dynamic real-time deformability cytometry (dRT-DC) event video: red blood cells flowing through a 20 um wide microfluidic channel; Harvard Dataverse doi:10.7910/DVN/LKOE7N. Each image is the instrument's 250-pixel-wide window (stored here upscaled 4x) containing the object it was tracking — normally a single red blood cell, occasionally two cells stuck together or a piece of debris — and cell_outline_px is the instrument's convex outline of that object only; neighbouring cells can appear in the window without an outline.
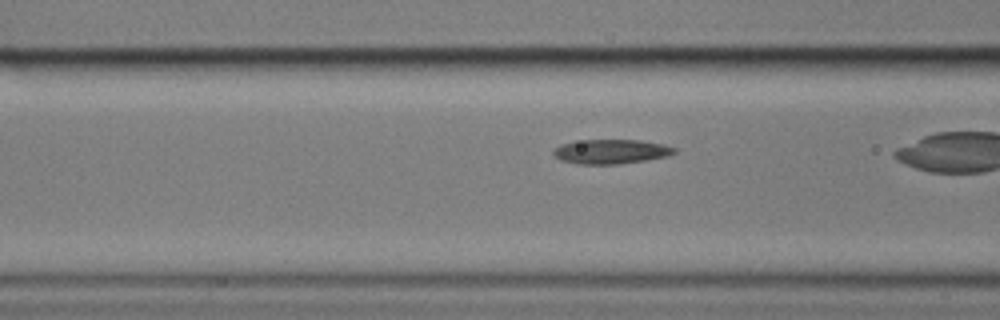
{"species": "common noctule bat (a hibernating species)", "species_latin": "Nyctalus noctula", "temperature_condition": "cold", "stored_images_in_passage": 41, "camera_frame_rate_fps": 3000, "um_per_image_px": 0.085, "animal": {"sex": "male", "body_mass_g": 17.9}, "frame": {"image": 1, "passage_image": 19, "time_ms": 6.0, "image_size_px": [1000, 320], "cell_outline_px": [[676, 152], [668, 156], [620, 164], [580, 164], [560, 160], [552, 156], [552, 152], [560, 144], [584, 140], [640, 140], [664, 144], [676, 148]], "centroid_in_image_um": [51.93, 12.88], "position_along_channel_um": 114.7, "area_um2": 17.22}}
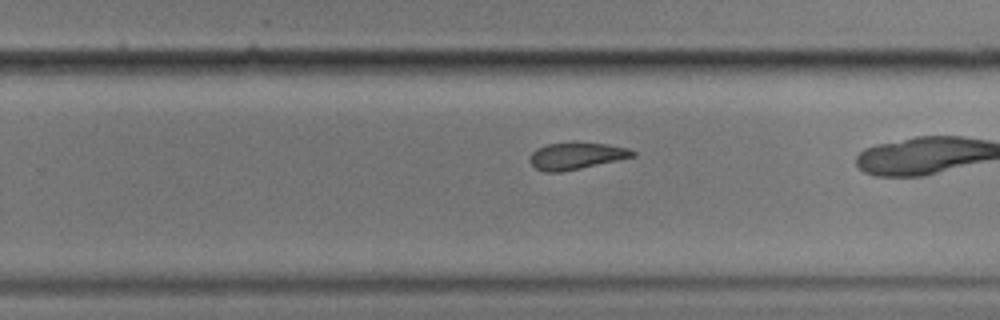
{"frame": {"image": 2, "passage_image": 33, "time_ms": 10.667, "image_size_px": [1000, 320], "cell_outline_px": [[636, 156], [580, 168], [560, 172], [544, 172], [536, 168], [528, 160], [528, 156], [536, 148], [548, 144], [576, 140], [608, 144], [628, 148], [636, 152]], "centroid_in_image_um": [48.96, 13.21], "position_along_channel_um": 280.8, "area_um2": 16.53}}
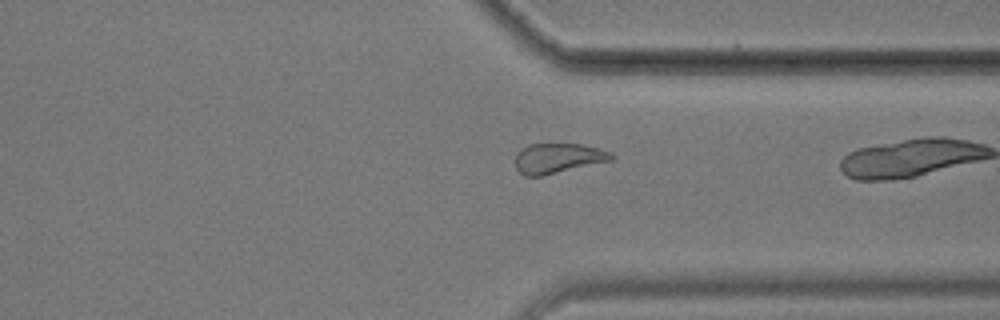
{"frame": {"image": 3, "passage_image": 40, "time_ms": 13.0, "image_size_px": [1000, 320], "cell_outline_px": [[616, 156], [612, 160], [540, 176], [524, 176], [516, 168], [516, 152], [520, 148], [528, 144], [580, 144], [612, 152]], "centroid_in_image_um": [47.4, 13.44], "position_along_channel_um": 364.0, "area_um2": 16.7}}